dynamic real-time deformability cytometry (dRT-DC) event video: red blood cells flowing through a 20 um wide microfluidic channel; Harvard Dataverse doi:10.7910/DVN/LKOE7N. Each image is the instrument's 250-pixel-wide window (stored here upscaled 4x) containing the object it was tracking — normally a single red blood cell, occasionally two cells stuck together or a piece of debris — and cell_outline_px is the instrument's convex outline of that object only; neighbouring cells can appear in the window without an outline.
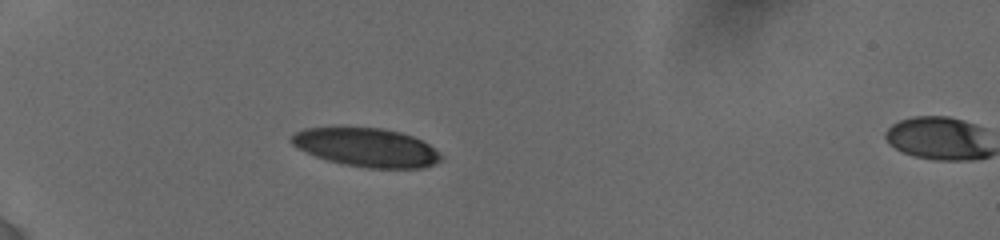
{"species": "human", "species_latin": "Homo sapiens", "temperature_condition": "cold", "stored_images_in_passage": 2, "camera_frame_rate_fps": 3000, "um_per_image_px": 0.085, "donor": {"sex": "female"}, "frame": {"image": 1, "passage_image": 1, "time_ms": 0.0, "image_size_px": [1000, 240], "cell_outline_px": [[444, 156], [440, 160], [424, 168], [368, 168], [344, 164], [328, 160], [316, 156], [292, 144], [292, 136], [296, 132], [304, 128], [384, 128], [400, 132], [412, 136], [428, 144], [440, 152]], "centroid_in_image_um": [31.21, 12.54], "position_along_channel_um": 53.8, "area_um2": 33.23}}